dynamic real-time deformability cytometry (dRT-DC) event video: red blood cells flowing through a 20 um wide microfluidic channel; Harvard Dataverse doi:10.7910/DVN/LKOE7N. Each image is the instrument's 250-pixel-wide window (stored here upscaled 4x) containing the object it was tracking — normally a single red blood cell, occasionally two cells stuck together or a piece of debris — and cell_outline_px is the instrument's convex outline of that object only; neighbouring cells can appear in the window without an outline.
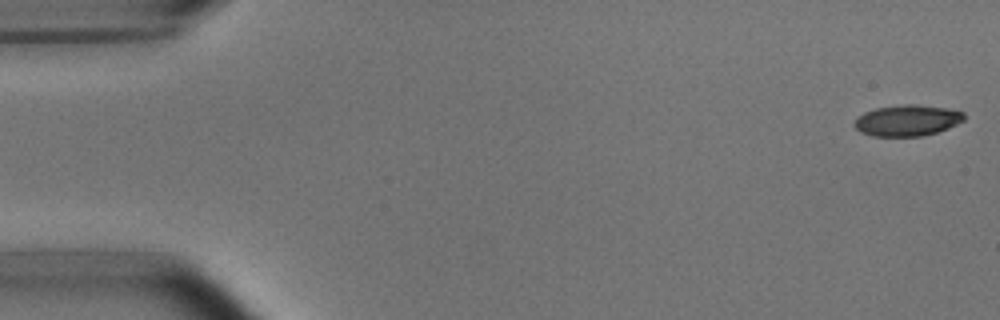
{"species": "common noctule bat (a hibernating species)", "species_latin": "Nyctalus noctula", "temperature_condition": "room temperature", "stored_images_in_passage": 5, "camera_frame_rate_fps": 3000, "um_per_image_px": 0.085, "animal": {"sex": "male", "body_mass_g": 15.6}, "frame": {"image": 1, "passage_image": 1, "time_ms": 0.0, "image_size_px": [1000, 320], "cell_outline_px": [[964, 120], [948, 128], [924, 136], [872, 136], [860, 132], [852, 124], [864, 112], [876, 108], [904, 104], [916, 104], [948, 108], [964, 112]], "centroid_in_image_um": [77.12, 10.23], "position_along_channel_um": 7.9, "area_um2": 19.88}}
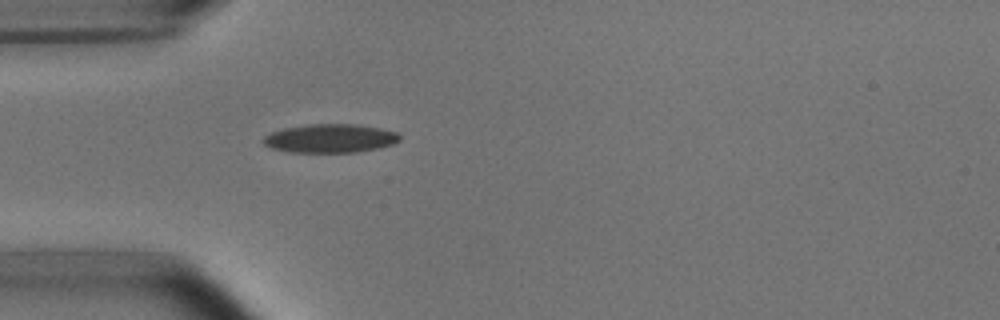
{"frame": {"image": 2, "passage_image": 5, "time_ms": 1.333, "image_size_px": [1000, 320], "cell_outline_px": [[400, 140], [392, 144], [376, 148], [356, 152], [288, 152], [272, 148], [264, 144], [260, 140], [264, 136], [272, 132], [284, 128], [308, 124], [356, 124], [380, 128], [396, 132], [400, 136]], "centroid_in_image_um": [28.03, 11.76], "position_along_channel_um": 57.0, "area_um2": 22.72}}